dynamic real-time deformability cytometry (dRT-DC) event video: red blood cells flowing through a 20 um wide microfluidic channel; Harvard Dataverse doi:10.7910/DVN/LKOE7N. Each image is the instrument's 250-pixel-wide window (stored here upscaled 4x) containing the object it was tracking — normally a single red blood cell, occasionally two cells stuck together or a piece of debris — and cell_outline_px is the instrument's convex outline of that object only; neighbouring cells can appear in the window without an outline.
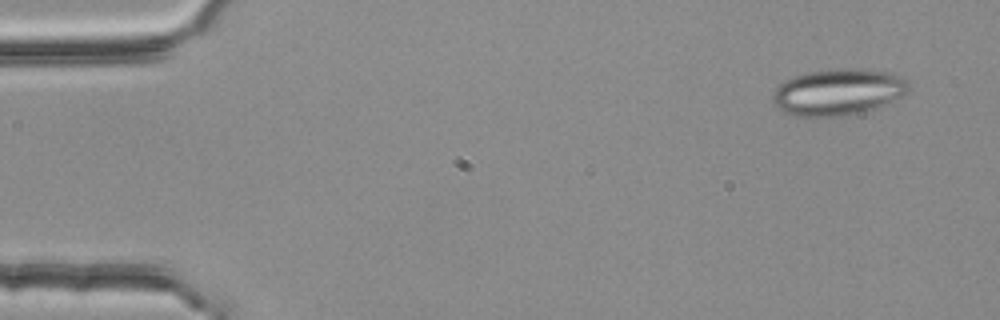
{"species": "common noctule bat (a hibernating species)", "species_latin": "Nyctalus noctula", "temperature_condition": "room temperature", "stored_images_in_passage": 7, "segment_of_instrument_passage": [1, 2], "camera_frame_rate_fps": 3000, "um_per_image_px": 0.085, "animal": {"sex": "female", "body_mass_g": 25.1}, "frame": {"image": 1, "passage_image": 1, "time_ms": 0.0, "image_size_px": [1000, 320], "cell_outline_px": [[908, 88], [900, 96], [888, 104], [880, 108], [868, 112], [844, 116], [792, 116], [776, 108], [772, 100], [772, 96], [776, 88], [784, 80], [808, 72], [840, 68], [856, 68], [888, 72], [904, 76], [908, 84]], "centroid_in_image_um": [71.24, 7.84], "position_along_channel_um": 13.8, "area_um2": 37.17}}